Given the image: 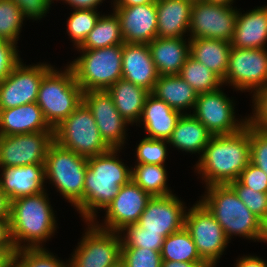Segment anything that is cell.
Instances as JSON below:
<instances>
[{"label":"cell","instance_id":"obj_1","mask_svg":"<svg viewBox=\"0 0 267 267\" xmlns=\"http://www.w3.org/2000/svg\"><path fill=\"white\" fill-rule=\"evenodd\" d=\"M194 167L206 186L227 185L238 180L250 163L249 124L229 135H213Z\"/></svg>","mask_w":267,"mask_h":267},{"label":"cell","instance_id":"obj_2","mask_svg":"<svg viewBox=\"0 0 267 267\" xmlns=\"http://www.w3.org/2000/svg\"><path fill=\"white\" fill-rule=\"evenodd\" d=\"M120 149L90 157L84 180L83 202L76 208L85 223L97 221V209L105 210L121 186L131 180V168L119 160Z\"/></svg>","mask_w":267,"mask_h":267},{"label":"cell","instance_id":"obj_3","mask_svg":"<svg viewBox=\"0 0 267 267\" xmlns=\"http://www.w3.org/2000/svg\"><path fill=\"white\" fill-rule=\"evenodd\" d=\"M47 195L43 191L11 201L10 233L16 250L43 248L42 242L55 233L57 221Z\"/></svg>","mask_w":267,"mask_h":267},{"label":"cell","instance_id":"obj_4","mask_svg":"<svg viewBox=\"0 0 267 267\" xmlns=\"http://www.w3.org/2000/svg\"><path fill=\"white\" fill-rule=\"evenodd\" d=\"M199 200L222 226L226 237L233 235L267 243V226L239 199L229 185L206 186Z\"/></svg>","mask_w":267,"mask_h":267},{"label":"cell","instance_id":"obj_5","mask_svg":"<svg viewBox=\"0 0 267 267\" xmlns=\"http://www.w3.org/2000/svg\"><path fill=\"white\" fill-rule=\"evenodd\" d=\"M83 93L69 66L64 71L52 67L42 78L36 103L55 129L83 102Z\"/></svg>","mask_w":267,"mask_h":267},{"label":"cell","instance_id":"obj_6","mask_svg":"<svg viewBox=\"0 0 267 267\" xmlns=\"http://www.w3.org/2000/svg\"><path fill=\"white\" fill-rule=\"evenodd\" d=\"M79 51L80 57L68 66L83 92L107 90L122 78L123 44Z\"/></svg>","mask_w":267,"mask_h":267},{"label":"cell","instance_id":"obj_7","mask_svg":"<svg viewBox=\"0 0 267 267\" xmlns=\"http://www.w3.org/2000/svg\"><path fill=\"white\" fill-rule=\"evenodd\" d=\"M87 160L55 141L50 144L46 154L45 180H49L75 208L83 202Z\"/></svg>","mask_w":267,"mask_h":267},{"label":"cell","instance_id":"obj_8","mask_svg":"<svg viewBox=\"0 0 267 267\" xmlns=\"http://www.w3.org/2000/svg\"><path fill=\"white\" fill-rule=\"evenodd\" d=\"M54 141L86 158L102 155L110 150L84 102L54 129Z\"/></svg>","mask_w":267,"mask_h":267},{"label":"cell","instance_id":"obj_9","mask_svg":"<svg viewBox=\"0 0 267 267\" xmlns=\"http://www.w3.org/2000/svg\"><path fill=\"white\" fill-rule=\"evenodd\" d=\"M184 227L190 233L200 258L209 267H216L229 239L222 226L200 201L186 211Z\"/></svg>","mask_w":267,"mask_h":267},{"label":"cell","instance_id":"obj_10","mask_svg":"<svg viewBox=\"0 0 267 267\" xmlns=\"http://www.w3.org/2000/svg\"><path fill=\"white\" fill-rule=\"evenodd\" d=\"M69 260L71 267H110L121 258V234L98 228L93 222Z\"/></svg>","mask_w":267,"mask_h":267},{"label":"cell","instance_id":"obj_11","mask_svg":"<svg viewBox=\"0 0 267 267\" xmlns=\"http://www.w3.org/2000/svg\"><path fill=\"white\" fill-rule=\"evenodd\" d=\"M236 90L253 94L267 85V49L231 47L228 68L223 79Z\"/></svg>","mask_w":267,"mask_h":267},{"label":"cell","instance_id":"obj_12","mask_svg":"<svg viewBox=\"0 0 267 267\" xmlns=\"http://www.w3.org/2000/svg\"><path fill=\"white\" fill-rule=\"evenodd\" d=\"M238 10L233 6L194 0L191 8L189 38H212L231 42Z\"/></svg>","mask_w":267,"mask_h":267},{"label":"cell","instance_id":"obj_13","mask_svg":"<svg viewBox=\"0 0 267 267\" xmlns=\"http://www.w3.org/2000/svg\"><path fill=\"white\" fill-rule=\"evenodd\" d=\"M234 101L219 88L198 94L192 115L195 116L212 135H229L243 129L247 118H235Z\"/></svg>","mask_w":267,"mask_h":267},{"label":"cell","instance_id":"obj_14","mask_svg":"<svg viewBox=\"0 0 267 267\" xmlns=\"http://www.w3.org/2000/svg\"><path fill=\"white\" fill-rule=\"evenodd\" d=\"M52 67L47 63L28 66L21 60L0 81V110L36 102L42 78Z\"/></svg>","mask_w":267,"mask_h":267},{"label":"cell","instance_id":"obj_15","mask_svg":"<svg viewBox=\"0 0 267 267\" xmlns=\"http://www.w3.org/2000/svg\"><path fill=\"white\" fill-rule=\"evenodd\" d=\"M54 132H33L0 136V168L45 165Z\"/></svg>","mask_w":267,"mask_h":267},{"label":"cell","instance_id":"obj_16","mask_svg":"<svg viewBox=\"0 0 267 267\" xmlns=\"http://www.w3.org/2000/svg\"><path fill=\"white\" fill-rule=\"evenodd\" d=\"M83 102L91 111L103 141L110 149L121 150L129 123L117 111L112 96L107 90L86 91Z\"/></svg>","mask_w":267,"mask_h":267},{"label":"cell","instance_id":"obj_17","mask_svg":"<svg viewBox=\"0 0 267 267\" xmlns=\"http://www.w3.org/2000/svg\"><path fill=\"white\" fill-rule=\"evenodd\" d=\"M151 197L131 179L120 187L116 197L105 209L104 223H93L100 229L119 232L125 226L138 222Z\"/></svg>","mask_w":267,"mask_h":267},{"label":"cell","instance_id":"obj_18","mask_svg":"<svg viewBox=\"0 0 267 267\" xmlns=\"http://www.w3.org/2000/svg\"><path fill=\"white\" fill-rule=\"evenodd\" d=\"M186 206L174 194L153 196L141 214L137 224L146 233L162 234L165 238L184 228Z\"/></svg>","mask_w":267,"mask_h":267},{"label":"cell","instance_id":"obj_19","mask_svg":"<svg viewBox=\"0 0 267 267\" xmlns=\"http://www.w3.org/2000/svg\"><path fill=\"white\" fill-rule=\"evenodd\" d=\"M125 43L148 44L157 37L156 0L130 7H114Z\"/></svg>","mask_w":267,"mask_h":267},{"label":"cell","instance_id":"obj_20","mask_svg":"<svg viewBox=\"0 0 267 267\" xmlns=\"http://www.w3.org/2000/svg\"><path fill=\"white\" fill-rule=\"evenodd\" d=\"M122 78L152 92L159 78L148 44L125 43L122 52Z\"/></svg>","mask_w":267,"mask_h":267},{"label":"cell","instance_id":"obj_21","mask_svg":"<svg viewBox=\"0 0 267 267\" xmlns=\"http://www.w3.org/2000/svg\"><path fill=\"white\" fill-rule=\"evenodd\" d=\"M1 169L0 188L9 196L11 201L22 196L46 191L44 188L46 182L45 165L31 164Z\"/></svg>","mask_w":267,"mask_h":267},{"label":"cell","instance_id":"obj_22","mask_svg":"<svg viewBox=\"0 0 267 267\" xmlns=\"http://www.w3.org/2000/svg\"><path fill=\"white\" fill-rule=\"evenodd\" d=\"M54 132L36 102L0 110V136Z\"/></svg>","mask_w":267,"mask_h":267},{"label":"cell","instance_id":"obj_23","mask_svg":"<svg viewBox=\"0 0 267 267\" xmlns=\"http://www.w3.org/2000/svg\"><path fill=\"white\" fill-rule=\"evenodd\" d=\"M194 0H156L157 37L182 38L188 35Z\"/></svg>","mask_w":267,"mask_h":267},{"label":"cell","instance_id":"obj_24","mask_svg":"<svg viewBox=\"0 0 267 267\" xmlns=\"http://www.w3.org/2000/svg\"><path fill=\"white\" fill-rule=\"evenodd\" d=\"M267 6L257 7L249 12L237 13L231 46L234 48H266Z\"/></svg>","mask_w":267,"mask_h":267},{"label":"cell","instance_id":"obj_25","mask_svg":"<svg viewBox=\"0 0 267 267\" xmlns=\"http://www.w3.org/2000/svg\"><path fill=\"white\" fill-rule=\"evenodd\" d=\"M188 40V41H187ZM156 37L148 43L159 76L178 75L190 56V40ZM188 43H187V42Z\"/></svg>","mask_w":267,"mask_h":267},{"label":"cell","instance_id":"obj_26","mask_svg":"<svg viewBox=\"0 0 267 267\" xmlns=\"http://www.w3.org/2000/svg\"><path fill=\"white\" fill-rule=\"evenodd\" d=\"M182 114L149 93L139 123L143 122L147 138L168 140Z\"/></svg>","mask_w":267,"mask_h":267},{"label":"cell","instance_id":"obj_27","mask_svg":"<svg viewBox=\"0 0 267 267\" xmlns=\"http://www.w3.org/2000/svg\"><path fill=\"white\" fill-rule=\"evenodd\" d=\"M212 136L195 116L187 113L178 119L168 143L178 150L201 154V157Z\"/></svg>","mask_w":267,"mask_h":267},{"label":"cell","instance_id":"obj_28","mask_svg":"<svg viewBox=\"0 0 267 267\" xmlns=\"http://www.w3.org/2000/svg\"><path fill=\"white\" fill-rule=\"evenodd\" d=\"M120 115L129 123L139 124L149 91L123 78L107 89Z\"/></svg>","mask_w":267,"mask_h":267},{"label":"cell","instance_id":"obj_29","mask_svg":"<svg viewBox=\"0 0 267 267\" xmlns=\"http://www.w3.org/2000/svg\"><path fill=\"white\" fill-rule=\"evenodd\" d=\"M190 56L204 64L222 81L228 68L231 42L212 38H189Z\"/></svg>","mask_w":267,"mask_h":267},{"label":"cell","instance_id":"obj_30","mask_svg":"<svg viewBox=\"0 0 267 267\" xmlns=\"http://www.w3.org/2000/svg\"><path fill=\"white\" fill-rule=\"evenodd\" d=\"M151 93L181 114H187V108L194 109L198 96L179 75L159 76Z\"/></svg>","mask_w":267,"mask_h":267},{"label":"cell","instance_id":"obj_31","mask_svg":"<svg viewBox=\"0 0 267 267\" xmlns=\"http://www.w3.org/2000/svg\"><path fill=\"white\" fill-rule=\"evenodd\" d=\"M124 44L118 16L113 12L111 15H101L95 27L87 35L78 50H93Z\"/></svg>","mask_w":267,"mask_h":267},{"label":"cell","instance_id":"obj_32","mask_svg":"<svg viewBox=\"0 0 267 267\" xmlns=\"http://www.w3.org/2000/svg\"><path fill=\"white\" fill-rule=\"evenodd\" d=\"M164 165L136 164L131 167V179L149 195L167 196L173 194L167 186V172Z\"/></svg>","mask_w":267,"mask_h":267},{"label":"cell","instance_id":"obj_33","mask_svg":"<svg viewBox=\"0 0 267 267\" xmlns=\"http://www.w3.org/2000/svg\"><path fill=\"white\" fill-rule=\"evenodd\" d=\"M160 254L162 261L204 262L185 227L164 239Z\"/></svg>","mask_w":267,"mask_h":267},{"label":"cell","instance_id":"obj_34","mask_svg":"<svg viewBox=\"0 0 267 267\" xmlns=\"http://www.w3.org/2000/svg\"><path fill=\"white\" fill-rule=\"evenodd\" d=\"M178 75L198 94L215 91L223 86L222 80L213 71L191 56L187 58Z\"/></svg>","mask_w":267,"mask_h":267},{"label":"cell","instance_id":"obj_35","mask_svg":"<svg viewBox=\"0 0 267 267\" xmlns=\"http://www.w3.org/2000/svg\"><path fill=\"white\" fill-rule=\"evenodd\" d=\"M67 19V33L72 39L73 46L78 49L85 41L87 35L95 27L100 13L96 9H73Z\"/></svg>","mask_w":267,"mask_h":267},{"label":"cell","instance_id":"obj_36","mask_svg":"<svg viewBox=\"0 0 267 267\" xmlns=\"http://www.w3.org/2000/svg\"><path fill=\"white\" fill-rule=\"evenodd\" d=\"M23 20L19 6L12 0H0V39L17 45Z\"/></svg>","mask_w":267,"mask_h":267},{"label":"cell","instance_id":"obj_37","mask_svg":"<svg viewBox=\"0 0 267 267\" xmlns=\"http://www.w3.org/2000/svg\"><path fill=\"white\" fill-rule=\"evenodd\" d=\"M68 262L60 261L45 247L19 249L13 256V267H71Z\"/></svg>","mask_w":267,"mask_h":267},{"label":"cell","instance_id":"obj_38","mask_svg":"<svg viewBox=\"0 0 267 267\" xmlns=\"http://www.w3.org/2000/svg\"><path fill=\"white\" fill-rule=\"evenodd\" d=\"M119 233L122 240L121 247H138L161 251L165 239L162 234L146 233V229L137 223L125 226Z\"/></svg>","mask_w":267,"mask_h":267},{"label":"cell","instance_id":"obj_39","mask_svg":"<svg viewBox=\"0 0 267 267\" xmlns=\"http://www.w3.org/2000/svg\"><path fill=\"white\" fill-rule=\"evenodd\" d=\"M168 140L144 137L136 148L137 164L165 165Z\"/></svg>","mask_w":267,"mask_h":267},{"label":"cell","instance_id":"obj_40","mask_svg":"<svg viewBox=\"0 0 267 267\" xmlns=\"http://www.w3.org/2000/svg\"><path fill=\"white\" fill-rule=\"evenodd\" d=\"M247 208L267 226V193L244 186L239 180L229 184Z\"/></svg>","mask_w":267,"mask_h":267},{"label":"cell","instance_id":"obj_41","mask_svg":"<svg viewBox=\"0 0 267 267\" xmlns=\"http://www.w3.org/2000/svg\"><path fill=\"white\" fill-rule=\"evenodd\" d=\"M121 259L127 267H162L160 251L147 248L121 247Z\"/></svg>","mask_w":267,"mask_h":267},{"label":"cell","instance_id":"obj_42","mask_svg":"<svg viewBox=\"0 0 267 267\" xmlns=\"http://www.w3.org/2000/svg\"><path fill=\"white\" fill-rule=\"evenodd\" d=\"M250 163L257 166L267 175V130L249 124Z\"/></svg>","mask_w":267,"mask_h":267},{"label":"cell","instance_id":"obj_43","mask_svg":"<svg viewBox=\"0 0 267 267\" xmlns=\"http://www.w3.org/2000/svg\"><path fill=\"white\" fill-rule=\"evenodd\" d=\"M253 115L247 117L248 124L267 130V85L253 94Z\"/></svg>","mask_w":267,"mask_h":267},{"label":"cell","instance_id":"obj_44","mask_svg":"<svg viewBox=\"0 0 267 267\" xmlns=\"http://www.w3.org/2000/svg\"><path fill=\"white\" fill-rule=\"evenodd\" d=\"M16 44L0 39V81L21 61Z\"/></svg>","mask_w":267,"mask_h":267},{"label":"cell","instance_id":"obj_45","mask_svg":"<svg viewBox=\"0 0 267 267\" xmlns=\"http://www.w3.org/2000/svg\"><path fill=\"white\" fill-rule=\"evenodd\" d=\"M238 180L254 191L267 193V175L252 163H249L241 172Z\"/></svg>","mask_w":267,"mask_h":267},{"label":"cell","instance_id":"obj_46","mask_svg":"<svg viewBox=\"0 0 267 267\" xmlns=\"http://www.w3.org/2000/svg\"><path fill=\"white\" fill-rule=\"evenodd\" d=\"M20 8L23 18L38 20L47 14L54 0H12Z\"/></svg>","mask_w":267,"mask_h":267},{"label":"cell","instance_id":"obj_47","mask_svg":"<svg viewBox=\"0 0 267 267\" xmlns=\"http://www.w3.org/2000/svg\"><path fill=\"white\" fill-rule=\"evenodd\" d=\"M0 249H15L10 233V219H0Z\"/></svg>","mask_w":267,"mask_h":267},{"label":"cell","instance_id":"obj_48","mask_svg":"<svg viewBox=\"0 0 267 267\" xmlns=\"http://www.w3.org/2000/svg\"><path fill=\"white\" fill-rule=\"evenodd\" d=\"M235 267H267V263L254 255L242 256L236 260Z\"/></svg>","mask_w":267,"mask_h":267},{"label":"cell","instance_id":"obj_49","mask_svg":"<svg viewBox=\"0 0 267 267\" xmlns=\"http://www.w3.org/2000/svg\"><path fill=\"white\" fill-rule=\"evenodd\" d=\"M61 1V0H60ZM73 9H97L103 0H62ZM105 1V0H104Z\"/></svg>","mask_w":267,"mask_h":267},{"label":"cell","instance_id":"obj_50","mask_svg":"<svg viewBox=\"0 0 267 267\" xmlns=\"http://www.w3.org/2000/svg\"><path fill=\"white\" fill-rule=\"evenodd\" d=\"M11 218V200L9 196L0 188V219Z\"/></svg>","mask_w":267,"mask_h":267},{"label":"cell","instance_id":"obj_51","mask_svg":"<svg viewBox=\"0 0 267 267\" xmlns=\"http://www.w3.org/2000/svg\"><path fill=\"white\" fill-rule=\"evenodd\" d=\"M16 249H0V267H13Z\"/></svg>","mask_w":267,"mask_h":267},{"label":"cell","instance_id":"obj_52","mask_svg":"<svg viewBox=\"0 0 267 267\" xmlns=\"http://www.w3.org/2000/svg\"><path fill=\"white\" fill-rule=\"evenodd\" d=\"M162 267H209L205 262L162 261Z\"/></svg>","mask_w":267,"mask_h":267},{"label":"cell","instance_id":"obj_53","mask_svg":"<svg viewBox=\"0 0 267 267\" xmlns=\"http://www.w3.org/2000/svg\"><path fill=\"white\" fill-rule=\"evenodd\" d=\"M155 0H114L113 7H130L140 4L153 3Z\"/></svg>","mask_w":267,"mask_h":267},{"label":"cell","instance_id":"obj_54","mask_svg":"<svg viewBox=\"0 0 267 267\" xmlns=\"http://www.w3.org/2000/svg\"><path fill=\"white\" fill-rule=\"evenodd\" d=\"M204 1L209 2V3L225 5V6H232L234 2V0H204Z\"/></svg>","mask_w":267,"mask_h":267},{"label":"cell","instance_id":"obj_55","mask_svg":"<svg viewBox=\"0 0 267 267\" xmlns=\"http://www.w3.org/2000/svg\"><path fill=\"white\" fill-rule=\"evenodd\" d=\"M110 267H127L124 261L120 258L115 263H113Z\"/></svg>","mask_w":267,"mask_h":267}]
</instances>
